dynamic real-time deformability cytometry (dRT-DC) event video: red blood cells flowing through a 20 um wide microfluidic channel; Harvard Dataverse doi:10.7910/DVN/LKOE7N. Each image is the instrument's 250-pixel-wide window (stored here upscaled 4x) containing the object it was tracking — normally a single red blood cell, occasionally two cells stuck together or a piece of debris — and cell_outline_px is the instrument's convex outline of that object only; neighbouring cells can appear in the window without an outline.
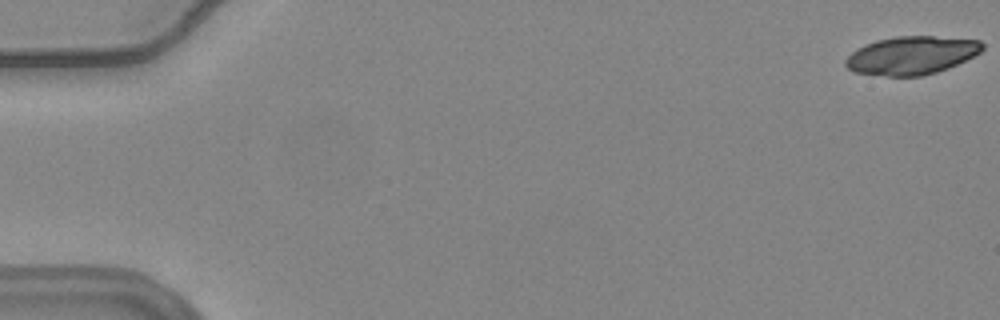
{"species": "common noctule bat (a hibernating species)", "species_latin": "Nyctalus noctula", "temperature_condition": "warm", "stored_images_in_passage": 35, "camera_frame_rate_fps": 3000, "um_per_image_px": 0.085, "animal": {"sex": "female", "body_mass_g": 24.6, "forearm_length_mm": 56.2}, "frame": {"image": 1, "passage_image": 1, "time_ms": 0.0, "image_size_px": [1000, 320], "cell_outline_px": [[984, 48], [980, 52], [948, 68], [936, 72], [920, 76], [888, 76], [852, 72], [844, 64], [844, 60], [852, 52], [876, 40], [896, 36], [932, 36], [980, 40], [984, 44]], "centroid_in_image_um": [77.47, 4.7], "position_along_channel_um": 7.5, "area_um2": 30.23}}
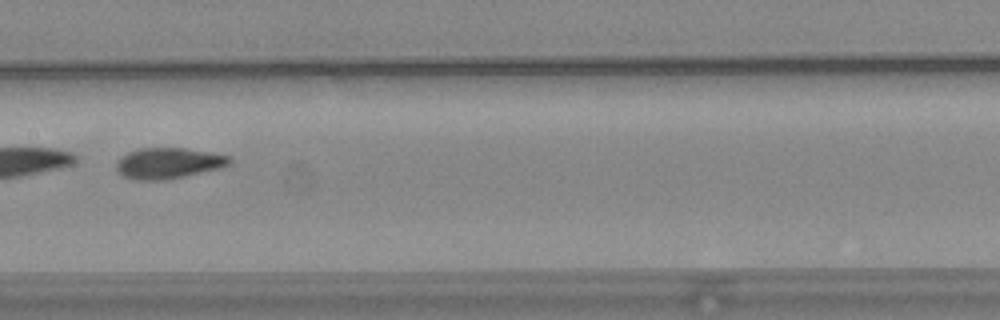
{"frame": {"image": 2, "passage_image": 30, "time_ms": 9.667, "image_size_px": [1000, 320], "cell_outline_px": [[232, 164], [220, 168], [184, 176], [164, 180], [136, 180], [124, 176], [116, 168], [116, 160], [120, 156], [128, 152], [140, 148], [184, 148], [212, 152], [232, 156]], "centroid_in_image_um": [14.34, 13.86], "position_along_channel_um": 193.1, "area_um2": 20.52}}